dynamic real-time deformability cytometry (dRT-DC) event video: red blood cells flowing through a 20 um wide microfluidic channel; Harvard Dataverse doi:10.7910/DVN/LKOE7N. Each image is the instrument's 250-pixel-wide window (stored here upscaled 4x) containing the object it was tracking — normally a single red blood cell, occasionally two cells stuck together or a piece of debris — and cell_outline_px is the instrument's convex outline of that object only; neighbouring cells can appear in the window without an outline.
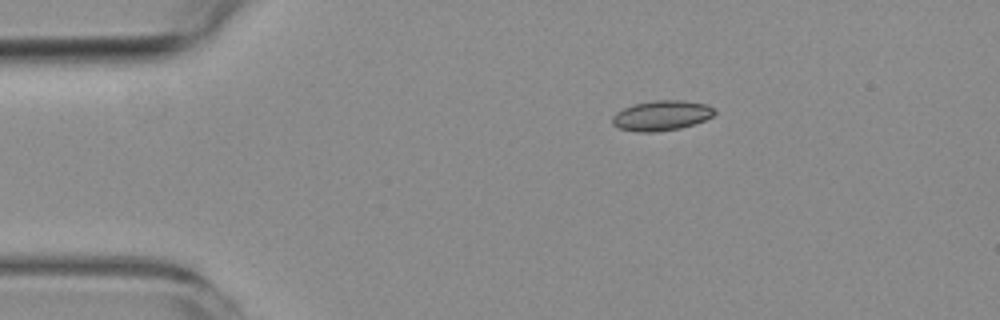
{"species": "common noctule bat (a hibernating species)", "species_latin": "Nyctalus noctula", "temperature_condition": "room temperature", "stored_images_in_passage": 2, "camera_frame_rate_fps": 3000, "um_per_image_px": 0.085, "animal": {"sex": "female", "body_mass_g": 19.3, "forearm_length_mm": 54.1}, "frame": {"image": 1, "passage_image": 1, "time_ms": 0.0, "image_size_px": [1000, 320], "cell_outline_px": [[716, 112], [712, 116], [704, 120], [680, 128], [656, 132], [636, 132], [620, 128], [612, 124], [612, 116], [616, 112], [624, 108], [636, 104], [656, 100], [680, 100], [708, 104]], "centroid_in_image_um": [56.22, 9.82], "position_along_channel_um": 28.8, "area_um2": 17.74}}